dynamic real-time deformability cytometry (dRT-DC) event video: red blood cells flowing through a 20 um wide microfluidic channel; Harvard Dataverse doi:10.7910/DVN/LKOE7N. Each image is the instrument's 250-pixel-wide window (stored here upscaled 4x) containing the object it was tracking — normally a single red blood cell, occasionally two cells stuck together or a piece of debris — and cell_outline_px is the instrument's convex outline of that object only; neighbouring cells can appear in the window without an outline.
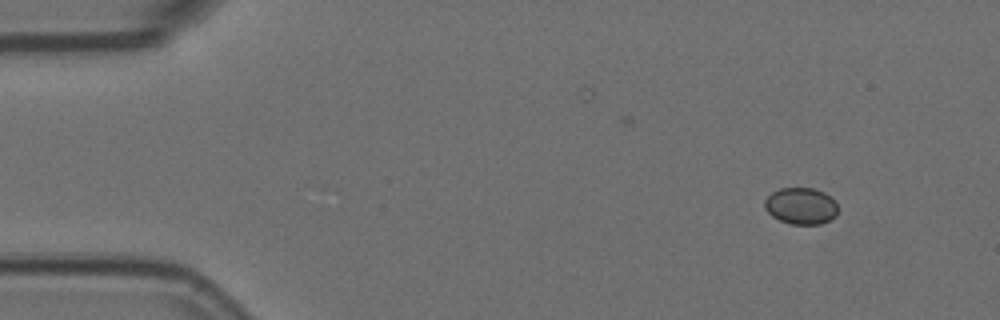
{"species": "Egyptian fruit bat (a non-hibernating species)", "species_latin": "Rousettus aegyptiacus", "temperature_condition": "room temperature", "stored_images_in_passage": 51, "camera_frame_rate_fps": 3000, "um_per_image_px": 0.085, "animal": {"sex": "female"}, "frame": {"image": 1, "passage_image": 1, "time_ms": 0.0, "image_size_px": [1000, 320], "cell_outline_px": [[836, 216], [820, 224], [792, 224], [780, 220], [772, 216], [764, 208], [764, 200], [772, 192], [780, 188], [812, 188], [824, 192], [832, 196], [836, 200]], "centroid_in_image_um": [68.08, 17.49], "position_along_channel_um": 16.9, "area_um2": 15.66}}
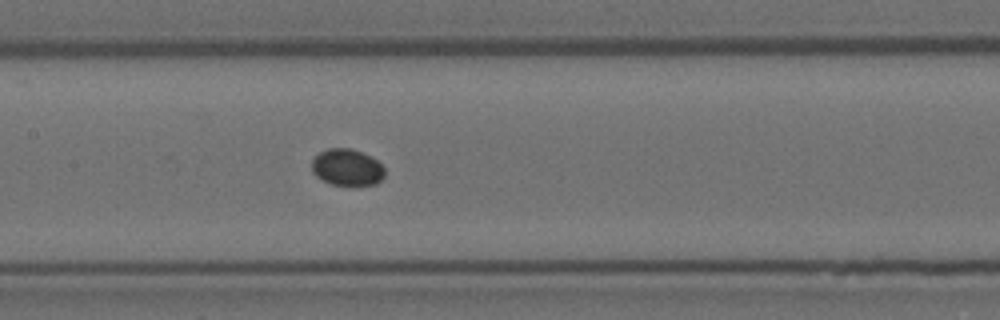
{"frame": {"image": 2, "passage_image": 22, "time_ms": 7.0, "image_size_px": [1000, 320], "cell_outline_px": [[384, 176], [376, 184], [352, 188], [332, 184], [316, 176], [312, 172], [312, 160], [320, 152], [328, 148], [352, 148], [376, 160], [384, 168]], "centroid_in_image_um": [29.5, 14.27], "position_along_channel_um": 177.9, "area_um2": 15.84}}
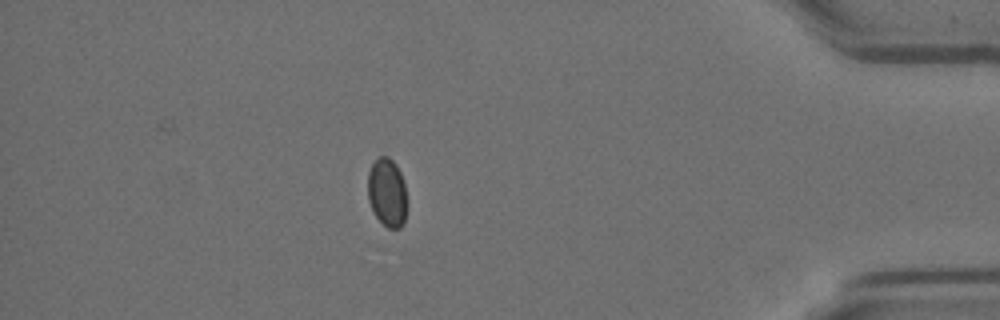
{"frame": {"image": 3, "passage_image": 44, "time_ms": 14.333, "image_size_px": [1000, 320], "cell_outline_px": [[408, 204], [404, 224], [400, 228], [388, 228], [372, 212], [368, 200], [368, 172], [372, 164], [380, 156], [388, 156], [396, 164], [404, 180]], "centroid_in_image_um": [32.93, 16.38], "position_along_channel_um": 402.3, "area_um2": 16.01}}